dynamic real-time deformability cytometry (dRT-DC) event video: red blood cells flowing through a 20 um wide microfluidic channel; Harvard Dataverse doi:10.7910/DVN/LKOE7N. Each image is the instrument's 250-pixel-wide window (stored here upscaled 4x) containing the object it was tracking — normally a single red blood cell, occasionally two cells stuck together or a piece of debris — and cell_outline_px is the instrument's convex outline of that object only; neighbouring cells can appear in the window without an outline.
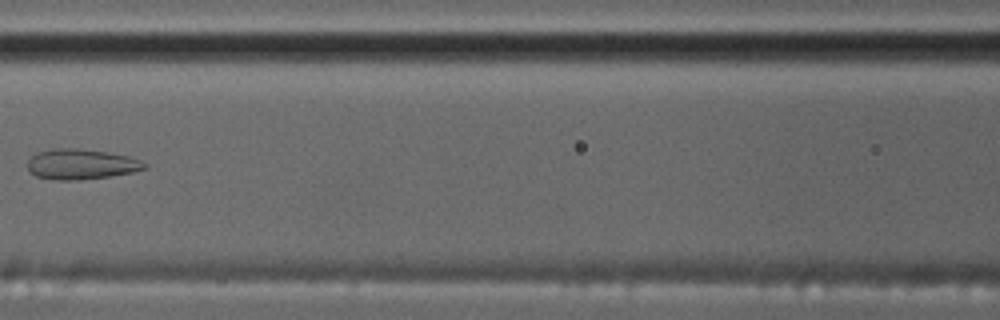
{"species": "common noctule bat (a hibernating species)", "species_latin": "Nyctalus noctula", "temperature_condition": "cold", "stored_images_in_passage": 7, "camera_frame_rate_fps": 3000, "um_per_image_px": 0.085, "animal": {"sex": "male", "body_mass_g": 17.5, "forearm_length_mm": 52.3}, "frame": {"image": 1, "passage_image": 7, "time_ms": 7.0, "image_size_px": [1000, 320], "cell_outline_px": [[148, 168], [132, 172], [108, 176], [76, 180], [52, 180], [36, 176], [28, 172], [28, 160], [36, 152], [52, 148], [76, 148], [108, 152], [128, 156], [140, 160], [148, 164]], "centroid_in_image_um": [6.87, 13.95], "position_along_channel_um": 159.7, "area_um2": 20.81}}